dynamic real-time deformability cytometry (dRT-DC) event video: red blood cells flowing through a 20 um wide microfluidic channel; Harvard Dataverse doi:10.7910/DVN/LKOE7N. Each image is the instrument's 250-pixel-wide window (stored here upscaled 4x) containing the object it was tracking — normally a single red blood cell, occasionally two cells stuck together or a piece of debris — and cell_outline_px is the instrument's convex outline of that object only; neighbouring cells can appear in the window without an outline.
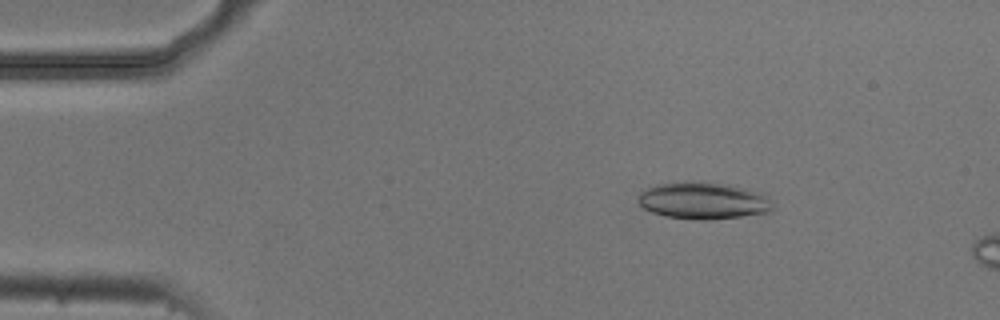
{"species": "common noctule bat (a hibernating species)", "species_latin": "Nyctalus noctula", "temperature_condition": "cold", "stored_images_in_passage": 4, "camera_frame_rate_fps": 3000, "um_per_image_px": 0.085, "animal": {"sex": "male", "body_mass_g": 20.5, "forearm_length_mm": 52.5}, "frame": {"image": 1, "passage_image": 3, "time_ms": 0.667, "image_size_px": [1000, 320], "cell_outline_px": [[776, 208], [772, 212], [708, 220], [700, 220], [668, 216], [652, 212], [640, 208], [636, 200], [640, 192], [656, 184], [672, 180], [684, 180], [732, 184], [760, 192], [768, 196], [776, 204]], "centroid_in_image_um": [59.8, 17.03], "position_along_channel_um": 25.2, "area_um2": 29.94}}